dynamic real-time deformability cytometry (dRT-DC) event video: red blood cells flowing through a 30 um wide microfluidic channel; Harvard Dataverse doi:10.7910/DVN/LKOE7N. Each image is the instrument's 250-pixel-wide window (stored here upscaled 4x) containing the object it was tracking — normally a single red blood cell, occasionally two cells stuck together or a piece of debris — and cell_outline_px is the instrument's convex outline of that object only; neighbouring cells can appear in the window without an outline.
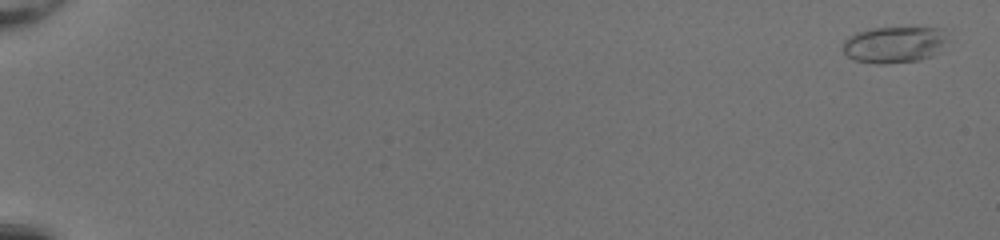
{"species": "common noctule bat (a hibernating species)", "species_latin": "Nyctalus noctula", "temperature_condition": "room temperature", "stored_images_in_passage": 53, "camera_frame_rate_fps": 3000, "um_per_image_px": 0.085, "animal": {"sex": "female", "body_mass_g": 20.0, "forearm_length_mm": 54.0}, "frame": {"image": 1, "passage_image": 2, "time_ms": 0.333, "image_size_px": [1000, 240], "cell_outline_px": [[952, 40], [932, 56], [920, 60], [884, 64], [880, 64], [856, 60], [848, 56], [844, 52], [844, 40], [848, 36], [856, 32], [868, 28], [944, 28]], "centroid_in_image_um": [76.09, 3.77], "position_along_channel_um": 8.9, "area_um2": 22.6}}
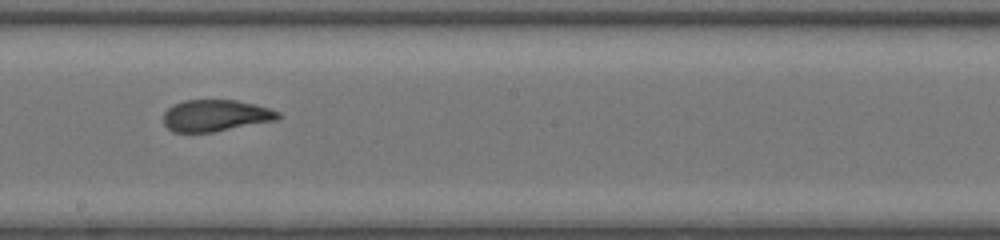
{"frame": {"image": 2, "passage_image": 33, "time_ms": 10.667, "image_size_px": [1000, 240], "cell_outline_px": [[284, 116], [276, 120], [212, 132], [172, 132], [164, 124], [164, 112], [172, 104], [184, 100], [236, 100], [268, 108], [280, 112]], "centroid_in_image_um": [18.31, 9.82], "position_along_channel_um": 229.9, "area_um2": 21.1}}
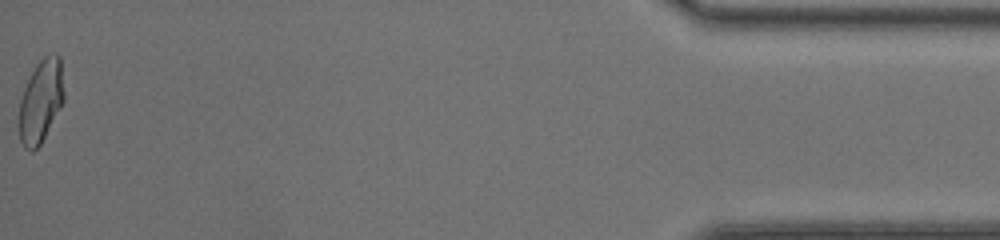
{"frame": {"image": 3, "passage_image": 53, "time_ms": 17.333, "image_size_px": [1000, 240], "cell_outline_px": [[64, 100], [60, 108], [40, 144], [32, 152], [24, 148], [20, 140], [20, 100], [24, 88], [36, 64], [48, 52], [56, 52], [60, 56], [64, 92]], "centroid_in_image_um": [3.49, 8.54], "position_along_channel_um": 431.7, "area_um2": 21.56}, "authors_computed_cell_mechanics": {"area_um2": 22.3108, "velocity_mm_per_s": 4.2296, "shape_relaxation_time_tau1_ms": 6.5737, "shape_relaxation_time_tau2_ms": 1.0773, "deformation_change_tau1": 0.2208, "deformation_change_tau2": 0.0741}}